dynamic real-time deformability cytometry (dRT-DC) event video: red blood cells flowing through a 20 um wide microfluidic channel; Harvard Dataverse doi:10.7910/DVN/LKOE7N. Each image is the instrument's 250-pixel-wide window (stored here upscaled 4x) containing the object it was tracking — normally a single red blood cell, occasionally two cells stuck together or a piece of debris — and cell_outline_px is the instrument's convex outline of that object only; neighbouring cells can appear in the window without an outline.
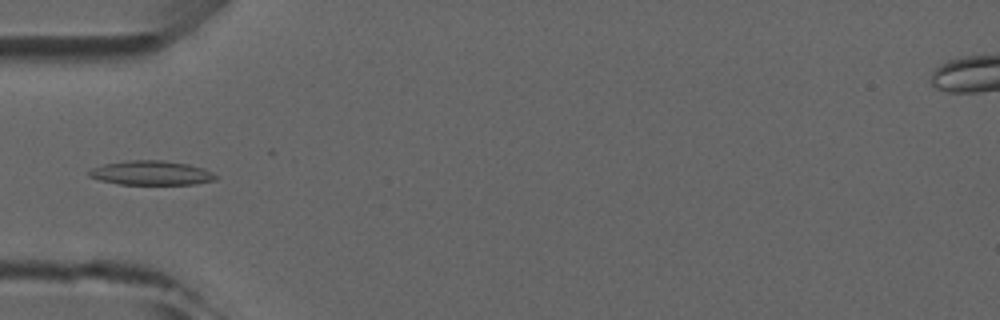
{"species": "common noctule bat (a hibernating species)", "species_latin": "Nyctalus noctula", "temperature_condition": "room temperature", "stored_images_in_passage": 5, "camera_frame_rate_fps": 3000, "um_per_image_px": 0.085, "animal": {"sex": "male", "forearm_length_mm": 52.5}, "frame": {"image": 1, "passage_image": 4, "time_ms": 4.333, "image_size_px": [1000, 320], "cell_outline_px": [[220, 176], [216, 180], [196, 184], [120, 184], [100, 180], [88, 176], [88, 172], [92, 168], [104, 164], [128, 160], [164, 160], [188, 164], [204, 168]], "centroid_in_image_um": [12.9, 14.69], "position_along_channel_um": 72.1, "area_um2": 18.03}}
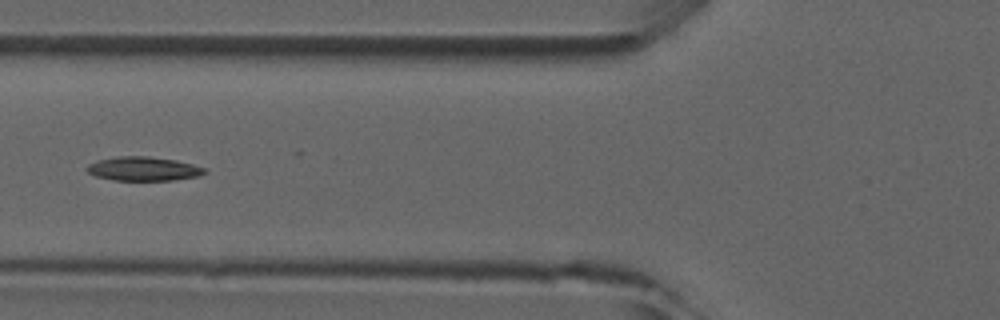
{"frame": {"image": 2, "passage_image": 5, "time_ms": 5.333, "image_size_px": [1000, 320], "cell_outline_px": [[208, 172], [200, 176], [172, 180], [112, 180], [96, 176], [88, 172], [84, 168], [88, 164], [96, 160], [116, 156], [148, 156], [176, 160], [192, 164], [204, 168]], "centroid_in_image_um": [12.16, 14.34], "position_along_channel_um": 113.6, "area_um2": 16.59}}